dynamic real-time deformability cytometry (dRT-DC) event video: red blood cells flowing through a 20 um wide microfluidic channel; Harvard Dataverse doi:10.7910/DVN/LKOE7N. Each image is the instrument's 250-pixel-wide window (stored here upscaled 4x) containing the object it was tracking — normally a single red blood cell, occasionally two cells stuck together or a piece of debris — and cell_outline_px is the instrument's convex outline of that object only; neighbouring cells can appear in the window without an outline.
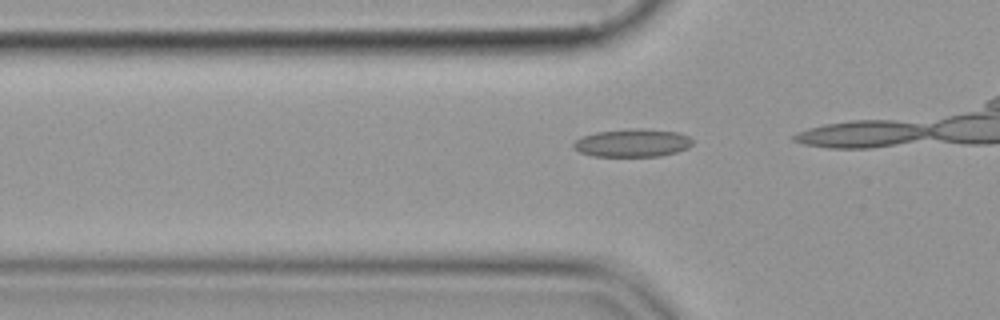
{"species": "common noctule bat (a hibernating species)", "species_latin": "Nyctalus noctula", "temperature_condition": "cold", "stored_images_in_passage": 12, "camera_frame_rate_fps": 3000, "um_per_image_px": 0.085, "animal": {"sex": "female", "body_mass_g": 19.9}, "frame": {"image": 1, "passage_image": 9, "time_ms": 2.667, "image_size_px": [1000, 320], "cell_outline_px": [[692, 144], [688, 148], [676, 152], [660, 156], [592, 156], [580, 152], [572, 148], [572, 144], [580, 136], [596, 132], [628, 128], [640, 128], [676, 132], [688, 136], [692, 140]], "centroid_in_image_um": [53.71, 12.14], "position_along_channel_um": 72.1, "area_um2": 19.54}}